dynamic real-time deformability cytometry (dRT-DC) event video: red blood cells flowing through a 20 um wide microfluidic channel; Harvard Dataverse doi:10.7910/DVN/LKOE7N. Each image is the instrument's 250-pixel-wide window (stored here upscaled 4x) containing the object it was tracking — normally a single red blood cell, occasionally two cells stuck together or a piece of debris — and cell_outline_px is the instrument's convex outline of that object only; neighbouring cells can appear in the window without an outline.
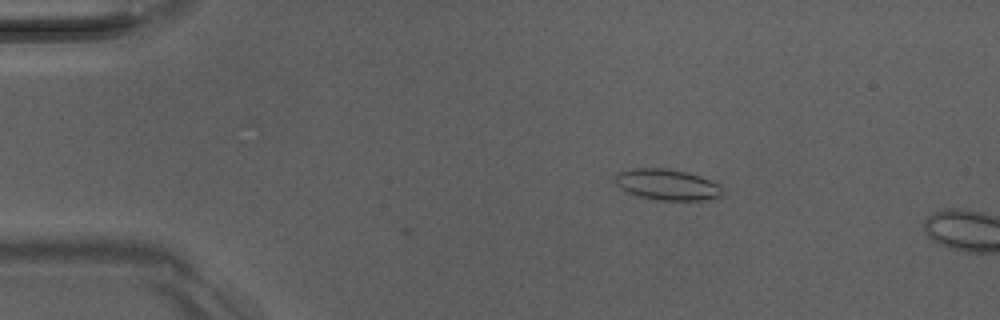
{"species": "Egyptian fruit bat (a non-hibernating species)", "species_latin": "Rousettus aegyptiacus", "temperature_condition": "room temperature", "stored_images_in_passage": 3, "camera_frame_rate_fps": 3000, "um_per_image_px": 0.085, "animal": {"sex": "male"}, "frame": {"image": 1, "passage_image": 1, "time_ms": 0.0, "image_size_px": [1000, 320], "cell_outline_px": [[724, 192], [716, 200], [656, 200], [640, 196], [628, 192], [620, 188], [616, 184], [616, 172], [632, 168], [664, 168], [684, 172], [700, 176], [720, 184]], "centroid_in_image_um": [56.74, 15.7], "position_along_channel_um": 28.3, "area_um2": 19.48}}